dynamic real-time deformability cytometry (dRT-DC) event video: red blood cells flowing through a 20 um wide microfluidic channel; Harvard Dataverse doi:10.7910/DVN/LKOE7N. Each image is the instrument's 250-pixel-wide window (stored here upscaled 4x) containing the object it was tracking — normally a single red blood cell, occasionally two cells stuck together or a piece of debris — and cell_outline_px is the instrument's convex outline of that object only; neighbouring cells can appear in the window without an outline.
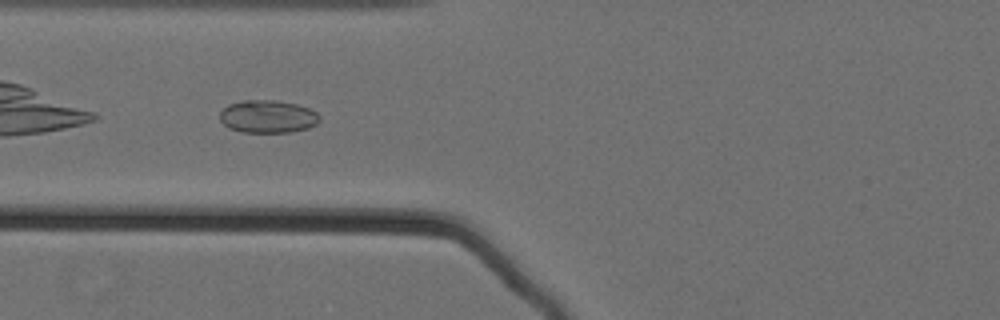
{"species": "Egyptian fruit bat (a non-hibernating species)", "species_latin": "Rousettus aegyptiacus", "temperature_condition": "cold", "stored_images_in_passage": 39, "camera_frame_rate_fps": 3000, "um_per_image_px": 0.085, "animal": {"sex": "female"}, "frame": {"image": 1, "passage_image": 6, "time_ms": 1.667, "image_size_px": [1000, 320], "cell_outline_px": [[320, 120], [316, 124], [308, 128], [292, 132], [240, 132], [228, 128], [220, 120], [220, 112], [228, 104], [244, 100], [272, 100], [296, 104], [308, 108], [316, 112], [320, 116]], "centroid_in_image_um": [22.75, 9.91], "position_along_channel_um": 103.1, "area_um2": 19.07}}
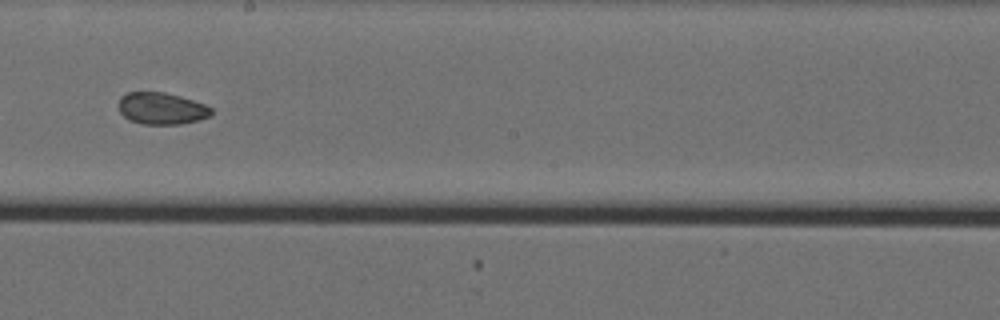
{"frame": {"image": 2, "passage_image": 17, "time_ms": 5.333, "image_size_px": [1000, 320], "cell_outline_px": [[212, 112], [208, 116], [196, 120], [180, 124], [144, 124], [132, 120], [124, 116], [120, 112], [116, 104], [120, 96], [128, 92], [164, 92], [180, 96], [204, 104], [212, 108]], "centroid_in_image_um": [13.68, 9.2], "position_along_channel_um": 234.5, "area_um2": 17.11}, "authors_computed_cell_mechanics": {"area_um2": 17.8024, "velocity_mm_per_s": 3.5686, "shape_relaxation_time_tau1_ms": null, "shape_relaxation_time_tau2_ms": 3.7238, "deformation_change_tau1": null, "deformation_change_tau2": 0.0643}}